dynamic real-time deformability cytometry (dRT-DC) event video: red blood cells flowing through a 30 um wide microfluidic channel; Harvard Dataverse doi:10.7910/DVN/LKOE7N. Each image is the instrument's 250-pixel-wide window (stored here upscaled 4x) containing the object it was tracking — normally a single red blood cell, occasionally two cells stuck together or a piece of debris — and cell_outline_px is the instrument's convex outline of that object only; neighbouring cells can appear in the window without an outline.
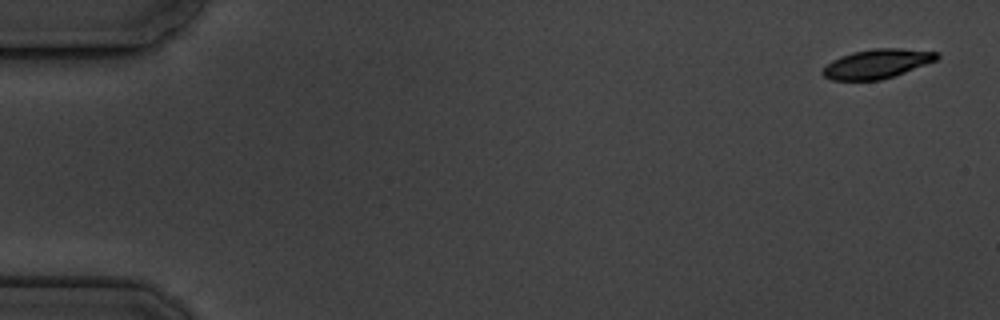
{"species": "common noctule bat (a hibernating species)", "species_latin": "Nyctalus noctula", "temperature_condition": "cold", "stored_images_in_passage": 5, "camera_frame_rate_fps": 3000, "um_per_image_px": 0.085, "animal": {"sex": "male", "body_mass_g": 19.5, "forearm_length_mm": 54.6}, "frame": {"image": 1, "passage_image": 1, "time_ms": 0.0, "image_size_px": [1000, 320], "cell_outline_px": [[940, 56], [936, 60], [904, 72], [880, 80], [832, 80], [824, 76], [820, 72], [832, 60], [840, 56], [852, 52], [872, 48], [900, 48], [940, 52]], "centroid_in_image_um": [74.53, 5.41], "position_along_channel_um": 10.5, "area_um2": 19.36}}
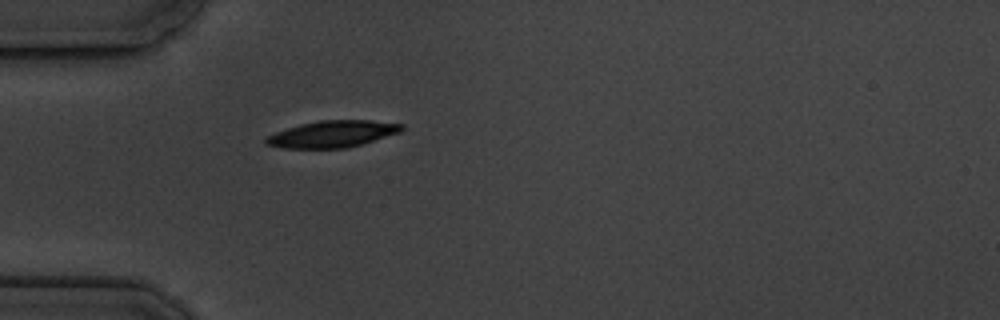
{"frame": {"image": 2, "passage_image": 5, "time_ms": 5.0, "image_size_px": [1000, 320], "cell_outline_px": [[404, 128], [400, 132], [348, 148], [284, 148], [264, 144], [264, 140], [268, 136], [276, 132], [300, 124], [320, 120], [372, 120], [404, 124]], "centroid_in_image_um": [28.27, 11.39], "position_along_channel_um": 56.7, "area_um2": 21.04}}